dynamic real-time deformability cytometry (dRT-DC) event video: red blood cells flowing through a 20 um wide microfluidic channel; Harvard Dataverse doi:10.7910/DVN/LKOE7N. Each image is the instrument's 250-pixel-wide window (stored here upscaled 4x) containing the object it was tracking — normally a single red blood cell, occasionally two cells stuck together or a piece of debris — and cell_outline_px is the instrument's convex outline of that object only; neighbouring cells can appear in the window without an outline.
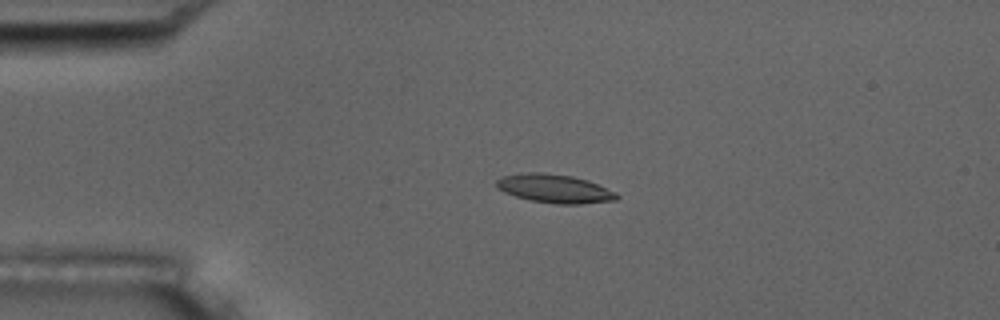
{"species": "common noctule bat (a hibernating species)", "species_latin": "Nyctalus noctula", "temperature_condition": "room temperature", "stored_images_in_passage": 5, "camera_frame_rate_fps": 3000, "um_per_image_px": 0.085, "animal": {"sex": "male", "body_mass_g": 17.5, "forearm_length_mm": 52.3}, "frame": {"image": 1, "passage_image": 4, "time_ms": 3.333, "image_size_px": [1000, 320], "cell_outline_px": [[620, 196], [616, 200], [580, 204], [560, 204], [532, 200], [516, 196], [504, 192], [496, 188], [496, 180], [500, 176], [520, 172], [540, 172], [572, 176], [588, 180], [616, 192]], "centroid_in_image_um": [47.11, 16.01], "position_along_channel_um": 37.9, "area_um2": 20.11}}